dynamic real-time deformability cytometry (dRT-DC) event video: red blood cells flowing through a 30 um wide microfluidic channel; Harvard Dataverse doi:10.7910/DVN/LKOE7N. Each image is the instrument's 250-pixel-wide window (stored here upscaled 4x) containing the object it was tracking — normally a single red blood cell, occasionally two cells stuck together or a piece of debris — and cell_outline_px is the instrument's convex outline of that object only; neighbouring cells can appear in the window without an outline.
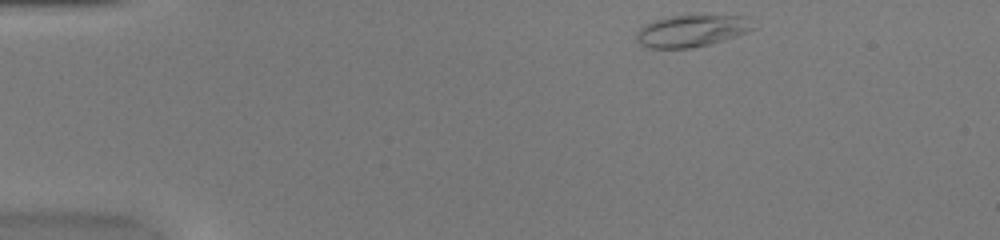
{"species": "common noctule bat (a hibernating species)", "species_latin": "Nyctalus noctula", "temperature_condition": "warm", "stored_images_in_passage": 44, "camera_frame_rate_fps": 3000, "um_per_image_px": 0.085, "animal": {"sex": "female", "body_mass_g": 20.0, "forearm_length_mm": 54.0}, "frame": {"image": 1, "passage_image": 1, "time_ms": 0.0, "image_size_px": [1000, 240], "cell_outline_px": [[756, 28], [736, 36], [708, 44], [692, 48], [648, 48], [640, 44], [636, 40], [636, 32], [644, 24], [652, 20], [668, 16], [748, 16]], "centroid_in_image_um": [58.75, 2.62], "position_along_channel_um": 26.2, "area_um2": 21.68}}
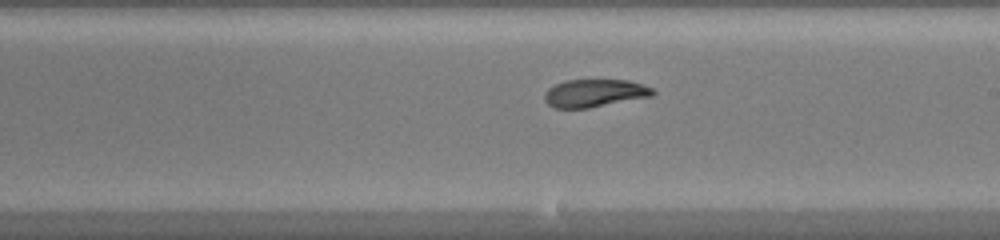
{"frame": {"image": 2, "passage_image": 23, "time_ms": 7.333, "image_size_px": [1000, 240], "cell_outline_px": [[656, 92], [652, 96], [588, 108], [556, 108], [548, 104], [544, 100], [544, 92], [548, 88], [564, 80], [628, 80], [652, 88]], "centroid_in_image_um": [50.51, 7.91], "position_along_channel_um": 238.5, "area_um2": 17.46}}
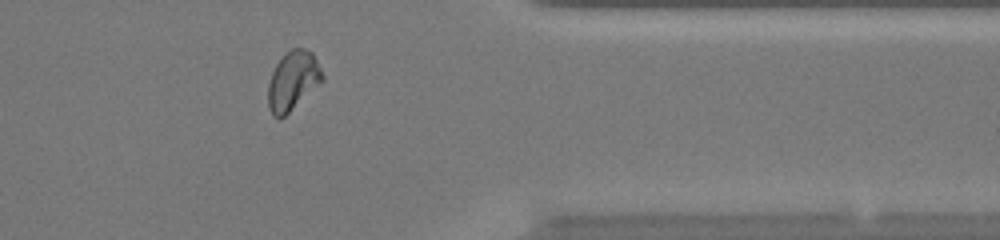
{"frame": {"image": 3, "passage_image": 35, "time_ms": 11.333, "image_size_px": [1000, 240], "cell_outline_px": [[324, 80], [280, 120], [272, 116], [268, 108], [268, 84], [272, 72], [276, 64], [292, 48], [304, 48], [312, 52], [324, 76]], "centroid_in_image_um": [24.88, 6.9], "position_along_channel_um": 386.5, "area_um2": 18.55}, "authors_computed_cell_mechanics": {"area_um2": 18.6983, "velocity_mm_per_s": 4.013, "shape_relaxation_time_tau1_ms": 9.0441, "shape_relaxation_time_tau2_ms": 1.9434, "deformation_change_tau1": 0.2521, "deformation_change_tau2": 0.0668}}